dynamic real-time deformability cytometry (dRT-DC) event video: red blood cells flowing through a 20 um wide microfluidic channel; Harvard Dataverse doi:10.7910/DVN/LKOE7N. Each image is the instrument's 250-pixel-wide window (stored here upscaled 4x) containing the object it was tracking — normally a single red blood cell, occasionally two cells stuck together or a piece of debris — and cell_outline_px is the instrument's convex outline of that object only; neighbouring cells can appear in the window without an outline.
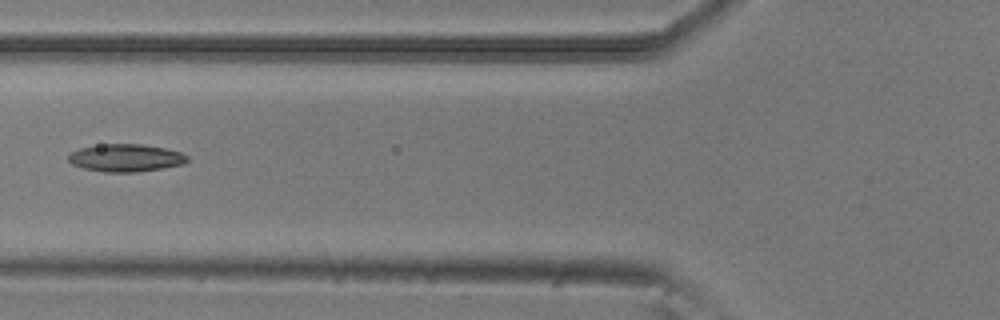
{"species": "common noctule bat (a hibernating species)", "species_latin": "Nyctalus noctula", "temperature_condition": "room temperature", "stored_images_in_passage": 6, "camera_frame_rate_fps": 3000, "um_per_image_px": 0.085, "animal": {"sex": "male", "body_mass_g": 20.5, "forearm_length_mm": 52.5}, "frame": {"image": 1, "passage_image": 6, "time_ms": 1.667, "image_size_px": [1000, 320], "cell_outline_px": [[188, 160], [184, 164], [164, 168], [136, 172], [104, 172], [84, 168], [72, 164], [68, 160], [68, 156], [72, 152], [80, 148], [100, 144], [144, 144], [164, 148], [180, 152], [188, 156]], "centroid_in_image_um": [10.7, 13.42], "position_along_channel_um": 115.1, "area_um2": 19.13}}